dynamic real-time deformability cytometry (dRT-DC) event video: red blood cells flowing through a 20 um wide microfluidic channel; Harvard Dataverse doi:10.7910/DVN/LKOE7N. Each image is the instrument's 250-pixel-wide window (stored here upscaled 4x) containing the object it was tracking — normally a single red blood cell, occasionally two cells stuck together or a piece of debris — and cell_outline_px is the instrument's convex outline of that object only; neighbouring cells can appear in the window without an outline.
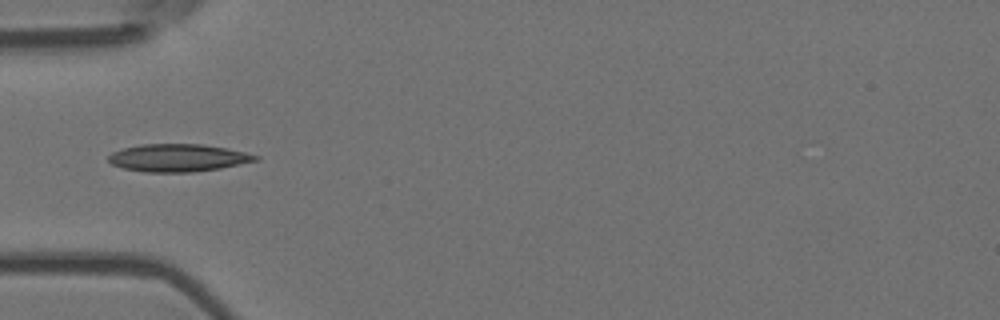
{"species": "Egyptian fruit bat (a non-hibernating species)", "species_latin": "Rousettus aegyptiacus", "temperature_condition": "room temperature", "stored_images_in_passage": 7, "camera_frame_rate_fps": 3000, "um_per_image_px": 0.085, "animal": {"sex": "female"}, "frame": {"image": 1, "passage_image": 4, "time_ms": 1.0, "image_size_px": [1000, 320], "cell_outline_px": [[260, 160], [220, 168], [192, 172], [144, 172], [124, 168], [112, 164], [108, 160], [108, 156], [112, 152], [124, 148], [144, 144], [204, 144], [244, 152], [260, 156]], "centroid_in_image_um": [15.14, 13.42], "position_along_channel_um": 69.9, "area_um2": 23.52}}
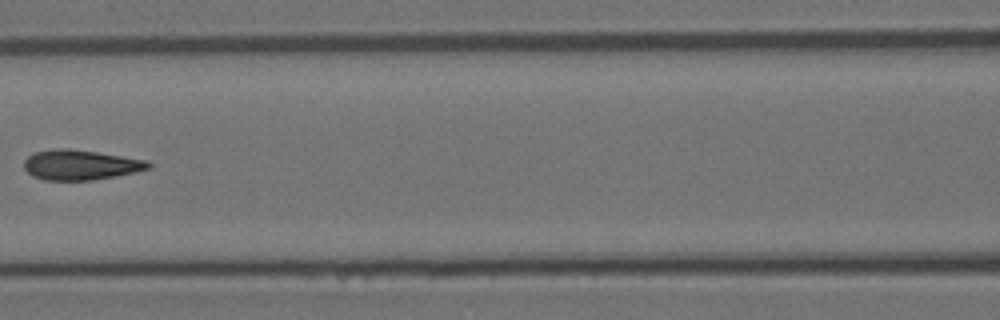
{"frame": {"image": 2, "passage_image": 6, "time_ms": 1.667, "image_size_px": [1000, 320], "cell_outline_px": [[152, 168], [116, 176], [92, 180], [44, 180], [32, 176], [24, 168], [24, 160], [28, 156], [36, 152], [52, 148], [68, 148], [96, 152], [148, 160], [152, 164]], "centroid_in_image_um": [6.84, 14.01], "position_along_channel_um": 159.8, "area_um2": 21.85}}
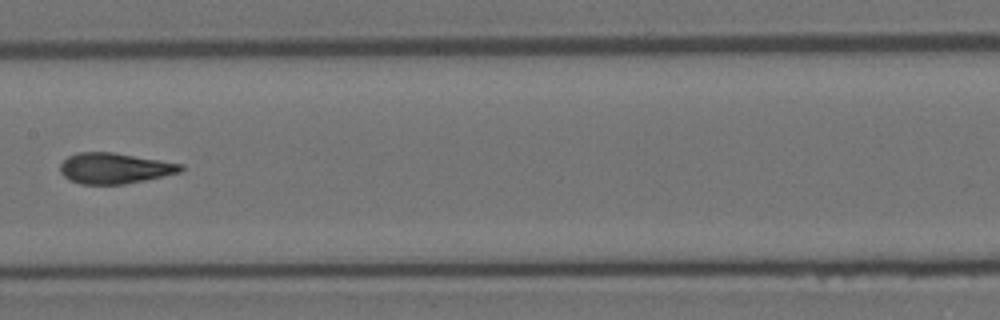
{"frame": {"image": 3, "passage_image": 7, "time_ms": 2.0, "image_size_px": [1000, 320], "cell_outline_px": [[184, 168], [180, 172], [164, 176], [124, 184], [80, 184], [68, 180], [60, 172], [60, 164], [68, 156], [76, 152], [112, 152], [184, 164]], "centroid_in_image_um": [9.72, 14.3], "position_along_channel_um": 197.7, "area_um2": 21.62}}